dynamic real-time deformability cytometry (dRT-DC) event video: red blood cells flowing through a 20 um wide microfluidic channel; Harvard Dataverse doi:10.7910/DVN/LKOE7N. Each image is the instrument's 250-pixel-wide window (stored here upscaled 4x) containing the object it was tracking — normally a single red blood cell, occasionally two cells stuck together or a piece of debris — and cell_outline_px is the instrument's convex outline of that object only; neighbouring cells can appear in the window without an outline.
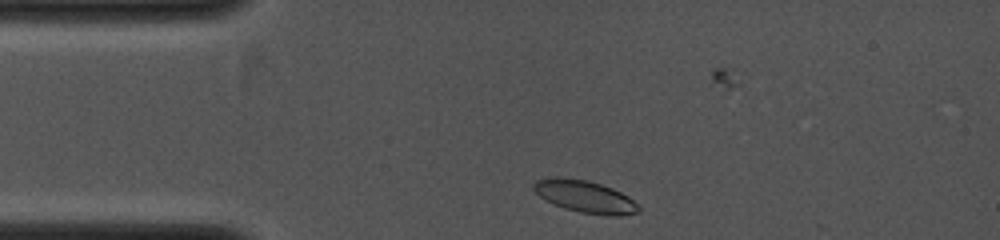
{"species": "common noctule bat (a hibernating species)", "species_latin": "Nyctalus noctula", "temperature_condition": "cold", "stored_images_in_passage": 3, "camera_frame_rate_fps": 4000, "um_per_image_px": 0.085, "animal": {"sex": "female", "body_mass_g": 19.0, "forearm_length_mm": 53.3}, "frame": {"image": 1, "passage_image": 1, "time_ms": 0.0, "image_size_px": [1000, 240], "cell_outline_px": [[640, 212], [620, 216], [612, 216], [580, 212], [564, 208], [540, 196], [532, 188], [532, 184], [536, 180], [552, 176], [560, 176], [588, 180], [612, 188], [628, 196], [640, 208]], "centroid_in_image_um": [49.71, 16.69], "position_along_channel_um": 35.3, "area_um2": 19.65}}